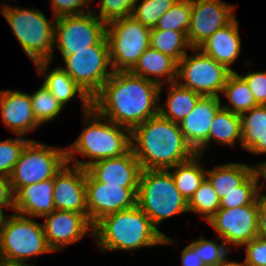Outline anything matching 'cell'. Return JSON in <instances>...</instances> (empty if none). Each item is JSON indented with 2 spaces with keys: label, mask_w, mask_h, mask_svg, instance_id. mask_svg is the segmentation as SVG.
Segmentation results:
<instances>
[{
  "label": "cell",
  "mask_w": 266,
  "mask_h": 266,
  "mask_svg": "<svg viewBox=\"0 0 266 266\" xmlns=\"http://www.w3.org/2000/svg\"><path fill=\"white\" fill-rule=\"evenodd\" d=\"M168 86L166 103L159 104V114L179 124L194 109L202 96L177 81L169 83Z\"/></svg>",
  "instance_id": "cell-27"
},
{
  "label": "cell",
  "mask_w": 266,
  "mask_h": 266,
  "mask_svg": "<svg viewBox=\"0 0 266 266\" xmlns=\"http://www.w3.org/2000/svg\"><path fill=\"white\" fill-rule=\"evenodd\" d=\"M30 97L32 111L40 125L52 121L64 108L43 84Z\"/></svg>",
  "instance_id": "cell-35"
},
{
  "label": "cell",
  "mask_w": 266,
  "mask_h": 266,
  "mask_svg": "<svg viewBox=\"0 0 266 266\" xmlns=\"http://www.w3.org/2000/svg\"><path fill=\"white\" fill-rule=\"evenodd\" d=\"M42 218H45L42 223L44 234L53 252L82 240L87 232L93 236V226L81 213L54 210Z\"/></svg>",
  "instance_id": "cell-16"
},
{
  "label": "cell",
  "mask_w": 266,
  "mask_h": 266,
  "mask_svg": "<svg viewBox=\"0 0 266 266\" xmlns=\"http://www.w3.org/2000/svg\"><path fill=\"white\" fill-rule=\"evenodd\" d=\"M222 107L215 96H202L194 109L179 123L186 142L196 154L203 155L209 147V129L217 111Z\"/></svg>",
  "instance_id": "cell-18"
},
{
  "label": "cell",
  "mask_w": 266,
  "mask_h": 266,
  "mask_svg": "<svg viewBox=\"0 0 266 266\" xmlns=\"http://www.w3.org/2000/svg\"><path fill=\"white\" fill-rule=\"evenodd\" d=\"M131 150L141 169L168 170L196 154L186 142L179 124L160 114L131 131Z\"/></svg>",
  "instance_id": "cell-2"
},
{
  "label": "cell",
  "mask_w": 266,
  "mask_h": 266,
  "mask_svg": "<svg viewBox=\"0 0 266 266\" xmlns=\"http://www.w3.org/2000/svg\"><path fill=\"white\" fill-rule=\"evenodd\" d=\"M195 253H199L205 266H218L227 260L228 247L222 240L221 243L207 240L203 237L192 241L188 245Z\"/></svg>",
  "instance_id": "cell-37"
},
{
  "label": "cell",
  "mask_w": 266,
  "mask_h": 266,
  "mask_svg": "<svg viewBox=\"0 0 266 266\" xmlns=\"http://www.w3.org/2000/svg\"><path fill=\"white\" fill-rule=\"evenodd\" d=\"M150 47L159 52L169 55L179 62L191 49L187 36L180 31L150 29Z\"/></svg>",
  "instance_id": "cell-31"
},
{
  "label": "cell",
  "mask_w": 266,
  "mask_h": 266,
  "mask_svg": "<svg viewBox=\"0 0 266 266\" xmlns=\"http://www.w3.org/2000/svg\"><path fill=\"white\" fill-rule=\"evenodd\" d=\"M138 187L106 185L86 171L88 220L94 226L106 215L136 206Z\"/></svg>",
  "instance_id": "cell-14"
},
{
  "label": "cell",
  "mask_w": 266,
  "mask_h": 266,
  "mask_svg": "<svg viewBox=\"0 0 266 266\" xmlns=\"http://www.w3.org/2000/svg\"><path fill=\"white\" fill-rule=\"evenodd\" d=\"M136 205L158 225L165 219L189 212L188 202L179 192L169 170L142 169L137 188Z\"/></svg>",
  "instance_id": "cell-5"
},
{
  "label": "cell",
  "mask_w": 266,
  "mask_h": 266,
  "mask_svg": "<svg viewBox=\"0 0 266 266\" xmlns=\"http://www.w3.org/2000/svg\"><path fill=\"white\" fill-rule=\"evenodd\" d=\"M218 266H245L243 262L229 261L228 259L221 265Z\"/></svg>",
  "instance_id": "cell-48"
},
{
  "label": "cell",
  "mask_w": 266,
  "mask_h": 266,
  "mask_svg": "<svg viewBox=\"0 0 266 266\" xmlns=\"http://www.w3.org/2000/svg\"><path fill=\"white\" fill-rule=\"evenodd\" d=\"M201 159L202 155L195 154L188 161L168 169L177 189L187 202L206 178L207 169L199 163Z\"/></svg>",
  "instance_id": "cell-28"
},
{
  "label": "cell",
  "mask_w": 266,
  "mask_h": 266,
  "mask_svg": "<svg viewBox=\"0 0 266 266\" xmlns=\"http://www.w3.org/2000/svg\"><path fill=\"white\" fill-rule=\"evenodd\" d=\"M0 207L10 208L15 211V194L10 177L0 175Z\"/></svg>",
  "instance_id": "cell-43"
},
{
  "label": "cell",
  "mask_w": 266,
  "mask_h": 266,
  "mask_svg": "<svg viewBox=\"0 0 266 266\" xmlns=\"http://www.w3.org/2000/svg\"><path fill=\"white\" fill-rule=\"evenodd\" d=\"M23 136L0 141V175L10 176L23 149L29 142Z\"/></svg>",
  "instance_id": "cell-38"
},
{
  "label": "cell",
  "mask_w": 266,
  "mask_h": 266,
  "mask_svg": "<svg viewBox=\"0 0 266 266\" xmlns=\"http://www.w3.org/2000/svg\"><path fill=\"white\" fill-rule=\"evenodd\" d=\"M260 179L254 171L236 190L220 200V208L231 209L253 204L260 195ZM260 185V186H259Z\"/></svg>",
  "instance_id": "cell-33"
},
{
  "label": "cell",
  "mask_w": 266,
  "mask_h": 266,
  "mask_svg": "<svg viewBox=\"0 0 266 266\" xmlns=\"http://www.w3.org/2000/svg\"><path fill=\"white\" fill-rule=\"evenodd\" d=\"M34 64L39 75L45 77L43 85L63 107L71 99L79 95L83 107L82 112H88L92 108V99L75 83L65 70L58 66L52 69L50 73H47L51 61H39Z\"/></svg>",
  "instance_id": "cell-22"
},
{
  "label": "cell",
  "mask_w": 266,
  "mask_h": 266,
  "mask_svg": "<svg viewBox=\"0 0 266 266\" xmlns=\"http://www.w3.org/2000/svg\"><path fill=\"white\" fill-rule=\"evenodd\" d=\"M51 252L53 250L47 243L42 223L16 212L7 218L0 233V263L35 266L27 261Z\"/></svg>",
  "instance_id": "cell-7"
},
{
  "label": "cell",
  "mask_w": 266,
  "mask_h": 266,
  "mask_svg": "<svg viewBox=\"0 0 266 266\" xmlns=\"http://www.w3.org/2000/svg\"><path fill=\"white\" fill-rule=\"evenodd\" d=\"M54 178L21 187L15 193V212L28 217H43L55 210Z\"/></svg>",
  "instance_id": "cell-23"
},
{
  "label": "cell",
  "mask_w": 266,
  "mask_h": 266,
  "mask_svg": "<svg viewBox=\"0 0 266 266\" xmlns=\"http://www.w3.org/2000/svg\"><path fill=\"white\" fill-rule=\"evenodd\" d=\"M95 243L101 251H133L143 247L173 244L163 236L150 218L136 205L133 208L106 215L93 226Z\"/></svg>",
  "instance_id": "cell-3"
},
{
  "label": "cell",
  "mask_w": 266,
  "mask_h": 266,
  "mask_svg": "<svg viewBox=\"0 0 266 266\" xmlns=\"http://www.w3.org/2000/svg\"><path fill=\"white\" fill-rule=\"evenodd\" d=\"M257 237L266 240V196L262 192L258 197Z\"/></svg>",
  "instance_id": "cell-44"
},
{
  "label": "cell",
  "mask_w": 266,
  "mask_h": 266,
  "mask_svg": "<svg viewBox=\"0 0 266 266\" xmlns=\"http://www.w3.org/2000/svg\"><path fill=\"white\" fill-rule=\"evenodd\" d=\"M93 0H51V8L54 13L53 18L61 16L82 15L92 10L89 3ZM88 8V11L84 9Z\"/></svg>",
  "instance_id": "cell-40"
},
{
  "label": "cell",
  "mask_w": 266,
  "mask_h": 266,
  "mask_svg": "<svg viewBox=\"0 0 266 266\" xmlns=\"http://www.w3.org/2000/svg\"><path fill=\"white\" fill-rule=\"evenodd\" d=\"M2 15L25 54L33 61H54L55 22L39 9L5 5L0 8Z\"/></svg>",
  "instance_id": "cell-6"
},
{
  "label": "cell",
  "mask_w": 266,
  "mask_h": 266,
  "mask_svg": "<svg viewBox=\"0 0 266 266\" xmlns=\"http://www.w3.org/2000/svg\"><path fill=\"white\" fill-rule=\"evenodd\" d=\"M247 82L256 103L266 106V72L254 71L241 75Z\"/></svg>",
  "instance_id": "cell-42"
},
{
  "label": "cell",
  "mask_w": 266,
  "mask_h": 266,
  "mask_svg": "<svg viewBox=\"0 0 266 266\" xmlns=\"http://www.w3.org/2000/svg\"><path fill=\"white\" fill-rule=\"evenodd\" d=\"M66 163V148L30 139L9 176L14 194L21 187L54 178Z\"/></svg>",
  "instance_id": "cell-8"
},
{
  "label": "cell",
  "mask_w": 266,
  "mask_h": 266,
  "mask_svg": "<svg viewBox=\"0 0 266 266\" xmlns=\"http://www.w3.org/2000/svg\"><path fill=\"white\" fill-rule=\"evenodd\" d=\"M55 210L73 211L88 219L86 169L66 163L54 177Z\"/></svg>",
  "instance_id": "cell-17"
},
{
  "label": "cell",
  "mask_w": 266,
  "mask_h": 266,
  "mask_svg": "<svg viewBox=\"0 0 266 266\" xmlns=\"http://www.w3.org/2000/svg\"><path fill=\"white\" fill-rule=\"evenodd\" d=\"M106 39L113 71H130L150 47V28L132 16L107 24Z\"/></svg>",
  "instance_id": "cell-9"
},
{
  "label": "cell",
  "mask_w": 266,
  "mask_h": 266,
  "mask_svg": "<svg viewBox=\"0 0 266 266\" xmlns=\"http://www.w3.org/2000/svg\"><path fill=\"white\" fill-rule=\"evenodd\" d=\"M191 20V0H177L158 20L155 29L183 32L186 36Z\"/></svg>",
  "instance_id": "cell-34"
},
{
  "label": "cell",
  "mask_w": 266,
  "mask_h": 266,
  "mask_svg": "<svg viewBox=\"0 0 266 266\" xmlns=\"http://www.w3.org/2000/svg\"><path fill=\"white\" fill-rule=\"evenodd\" d=\"M141 170L131 149L122 156L102 159L86 168L96 181L120 187H138Z\"/></svg>",
  "instance_id": "cell-19"
},
{
  "label": "cell",
  "mask_w": 266,
  "mask_h": 266,
  "mask_svg": "<svg viewBox=\"0 0 266 266\" xmlns=\"http://www.w3.org/2000/svg\"><path fill=\"white\" fill-rule=\"evenodd\" d=\"M211 140L222 145L234 147L236 142L242 144L241 117L238 114L221 107L209 129V145Z\"/></svg>",
  "instance_id": "cell-29"
},
{
  "label": "cell",
  "mask_w": 266,
  "mask_h": 266,
  "mask_svg": "<svg viewBox=\"0 0 266 266\" xmlns=\"http://www.w3.org/2000/svg\"><path fill=\"white\" fill-rule=\"evenodd\" d=\"M235 5L222 0H191V20L187 40L191 48H199L218 29L236 16Z\"/></svg>",
  "instance_id": "cell-15"
},
{
  "label": "cell",
  "mask_w": 266,
  "mask_h": 266,
  "mask_svg": "<svg viewBox=\"0 0 266 266\" xmlns=\"http://www.w3.org/2000/svg\"><path fill=\"white\" fill-rule=\"evenodd\" d=\"M0 112L4 125L16 136H24L40 126L32 111L28 93L19 90L0 91Z\"/></svg>",
  "instance_id": "cell-20"
},
{
  "label": "cell",
  "mask_w": 266,
  "mask_h": 266,
  "mask_svg": "<svg viewBox=\"0 0 266 266\" xmlns=\"http://www.w3.org/2000/svg\"><path fill=\"white\" fill-rule=\"evenodd\" d=\"M220 209V198L207 178L188 201V211L201 215L208 222Z\"/></svg>",
  "instance_id": "cell-32"
},
{
  "label": "cell",
  "mask_w": 266,
  "mask_h": 266,
  "mask_svg": "<svg viewBox=\"0 0 266 266\" xmlns=\"http://www.w3.org/2000/svg\"><path fill=\"white\" fill-rule=\"evenodd\" d=\"M243 247L246 251L243 262L245 266H266V240L257 237Z\"/></svg>",
  "instance_id": "cell-41"
},
{
  "label": "cell",
  "mask_w": 266,
  "mask_h": 266,
  "mask_svg": "<svg viewBox=\"0 0 266 266\" xmlns=\"http://www.w3.org/2000/svg\"><path fill=\"white\" fill-rule=\"evenodd\" d=\"M240 117L241 147L254 154L266 153V106L254 107Z\"/></svg>",
  "instance_id": "cell-25"
},
{
  "label": "cell",
  "mask_w": 266,
  "mask_h": 266,
  "mask_svg": "<svg viewBox=\"0 0 266 266\" xmlns=\"http://www.w3.org/2000/svg\"><path fill=\"white\" fill-rule=\"evenodd\" d=\"M107 24L93 11L82 15L55 18L54 47L61 54H73L75 50L89 49L106 36Z\"/></svg>",
  "instance_id": "cell-12"
},
{
  "label": "cell",
  "mask_w": 266,
  "mask_h": 266,
  "mask_svg": "<svg viewBox=\"0 0 266 266\" xmlns=\"http://www.w3.org/2000/svg\"><path fill=\"white\" fill-rule=\"evenodd\" d=\"M163 84L147 80L130 71H113L92 98V108L102 117L132 131L159 114Z\"/></svg>",
  "instance_id": "cell-1"
},
{
  "label": "cell",
  "mask_w": 266,
  "mask_h": 266,
  "mask_svg": "<svg viewBox=\"0 0 266 266\" xmlns=\"http://www.w3.org/2000/svg\"><path fill=\"white\" fill-rule=\"evenodd\" d=\"M255 167L246 164L228 162L206 170V178L213 186L220 200L236 187L240 186L253 172Z\"/></svg>",
  "instance_id": "cell-26"
},
{
  "label": "cell",
  "mask_w": 266,
  "mask_h": 266,
  "mask_svg": "<svg viewBox=\"0 0 266 266\" xmlns=\"http://www.w3.org/2000/svg\"><path fill=\"white\" fill-rule=\"evenodd\" d=\"M253 165L255 167V172L257 173L258 178L260 179L262 177L266 183V161ZM262 195L266 196V194L264 193Z\"/></svg>",
  "instance_id": "cell-46"
},
{
  "label": "cell",
  "mask_w": 266,
  "mask_h": 266,
  "mask_svg": "<svg viewBox=\"0 0 266 266\" xmlns=\"http://www.w3.org/2000/svg\"><path fill=\"white\" fill-rule=\"evenodd\" d=\"M241 42L238 21L235 17L229 24L213 33L199 49L231 72H235L231 65L239 58Z\"/></svg>",
  "instance_id": "cell-21"
},
{
  "label": "cell",
  "mask_w": 266,
  "mask_h": 266,
  "mask_svg": "<svg viewBox=\"0 0 266 266\" xmlns=\"http://www.w3.org/2000/svg\"><path fill=\"white\" fill-rule=\"evenodd\" d=\"M190 50L195 53L190 56L186 53L178 62L176 81L201 96L220 98L231 71L199 48Z\"/></svg>",
  "instance_id": "cell-11"
},
{
  "label": "cell",
  "mask_w": 266,
  "mask_h": 266,
  "mask_svg": "<svg viewBox=\"0 0 266 266\" xmlns=\"http://www.w3.org/2000/svg\"><path fill=\"white\" fill-rule=\"evenodd\" d=\"M83 118L86 122L83 132L73 144L66 146L67 163L86 169L96 161L122 156L131 149L129 129L105 119L93 108L83 113ZM75 153L90 160L79 161Z\"/></svg>",
  "instance_id": "cell-4"
},
{
  "label": "cell",
  "mask_w": 266,
  "mask_h": 266,
  "mask_svg": "<svg viewBox=\"0 0 266 266\" xmlns=\"http://www.w3.org/2000/svg\"><path fill=\"white\" fill-rule=\"evenodd\" d=\"M61 56L64 66L60 67L91 99L113 73L106 36L89 49L75 50L73 54Z\"/></svg>",
  "instance_id": "cell-10"
},
{
  "label": "cell",
  "mask_w": 266,
  "mask_h": 266,
  "mask_svg": "<svg viewBox=\"0 0 266 266\" xmlns=\"http://www.w3.org/2000/svg\"><path fill=\"white\" fill-rule=\"evenodd\" d=\"M177 68L178 62L174 58L149 47L139 57L130 72L161 86L164 82L162 77L166 78L168 84L176 81Z\"/></svg>",
  "instance_id": "cell-24"
},
{
  "label": "cell",
  "mask_w": 266,
  "mask_h": 266,
  "mask_svg": "<svg viewBox=\"0 0 266 266\" xmlns=\"http://www.w3.org/2000/svg\"><path fill=\"white\" fill-rule=\"evenodd\" d=\"M181 266H205L199 253H195L188 245L181 252Z\"/></svg>",
  "instance_id": "cell-45"
},
{
  "label": "cell",
  "mask_w": 266,
  "mask_h": 266,
  "mask_svg": "<svg viewBox=\"0 0 266 266\" xmlns=\"http://www.w3.org/2000/svg\"><path fill=\"white\" fill-rule=\"evenodd\" d=\"M0 266H20V265H6V264L0 263ZM27 266H31V265H27Z\"/></svg>",
  "instance_id": "cell-49"
},
{
  "label": "cell",
  "mask_w": 266,
  "mask_h": 266,
  "mask_svg": "<svg viewBox=\"0 0 266 266\" xmlns=\"http://www.w3.org/2000/svg\"><path fill=\"white\" fill-rule=\"evenodd\" d=\"M7 217H9V215H4L3 207H0V233L5 225Z\"/></svg>",
  "instance_id": "cell-47"
},
{
  "label": "cell",
  "mask_w": 266,
  "mask_h": 266,
  "mask_svg": "<svg viewBox=\"0 0 266 266\" xmlns=\"http://www.w3.org/2000/svg\"><path fill=\"white\" fill-rule=\"evenodd\" d=\"M230 249L257 238L258 199L251 205L231 209L220 208L207 222Z\"/></svg>",
  "instance_id": "cell-13"
},
{
  "label": "cell",
  "mask_w": 266,
  "mask_h": 266,
  "mask_svg": "<svg viewBox=\"0 0 266 266\" xmlns=\"http://www.w3.org/2000/svg\"><path fill=\"white\" fill-rule=\"evenodd\" d=\"M138 1L140 3L138 4ZM177 0H137L131 16L148 28H155L158 20Z\"/></svg>",
  "instance_id": "cell-36"
},
{
  "label": "cell",
  "mask_w": 266,
  "mask_h": 266,
  "mask_svg": "<svg viewBox=\"0 0 266 266\" xmlns=\"http://www.w3.org/2000/svg\"><path fill=\"white\" fill-rule=\"evenodd\" d=\"M136 2L137 0H101L100 9L94 14L108 24L113 20L131 16Z\"/></svg>",
  "instance_id": "cell-39"
},
{
  "label": "cell",
  "mask_w": 266,
  "mask_h": 266,
  "mask_svg": "<svg viewBox=\"0 0 266 266\" xmlns=\"http://www.w3.org/2000/svg\"><path fill=\"white\" fill-rule=\"evenodd\" d=\"M222 95L230 103L229 105H222V107L238 115L259 106L247 82L236 71L229 74Z\"/></svg>",
  "instance_id": "cell-30"
}]
</instances>
